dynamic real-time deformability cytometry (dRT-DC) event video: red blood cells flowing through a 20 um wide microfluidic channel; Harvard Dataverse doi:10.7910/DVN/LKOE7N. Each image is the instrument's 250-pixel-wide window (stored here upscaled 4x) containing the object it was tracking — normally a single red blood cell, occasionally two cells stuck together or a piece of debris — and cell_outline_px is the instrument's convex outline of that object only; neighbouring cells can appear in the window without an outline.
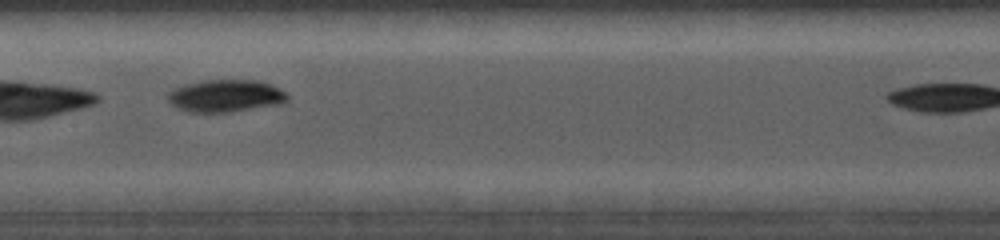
{"species": "common noctule bat (a hibernating species)", "species_latin": "Nyctalus noctula", "temperature_condition": "cold", "stored_images_in_passage": 8, "camera_frame_rate_fps": 5000, "um_per_image_px": 0.085, "animal": {"sex": "female", "body_mass_g": 19.0, "forearm_length_mm": 56.7}, "frame": {"image": 1, "passage_image": 6, "time_ms": 2.6, "image_size_px": [1000, 240], "cell_outline_px": [[288, 100], [280, 104], [228, 112], [188, 112], [176, 108], [168, 100], [168, 92], [184, 84], [204, 80], [256, 80], [268, 84], [284, 92], [288, 96]], "centroid_in_image_um": [19.13, 8.15], "position_along_channel_um": 188.3, "area_um2": 22.31}}